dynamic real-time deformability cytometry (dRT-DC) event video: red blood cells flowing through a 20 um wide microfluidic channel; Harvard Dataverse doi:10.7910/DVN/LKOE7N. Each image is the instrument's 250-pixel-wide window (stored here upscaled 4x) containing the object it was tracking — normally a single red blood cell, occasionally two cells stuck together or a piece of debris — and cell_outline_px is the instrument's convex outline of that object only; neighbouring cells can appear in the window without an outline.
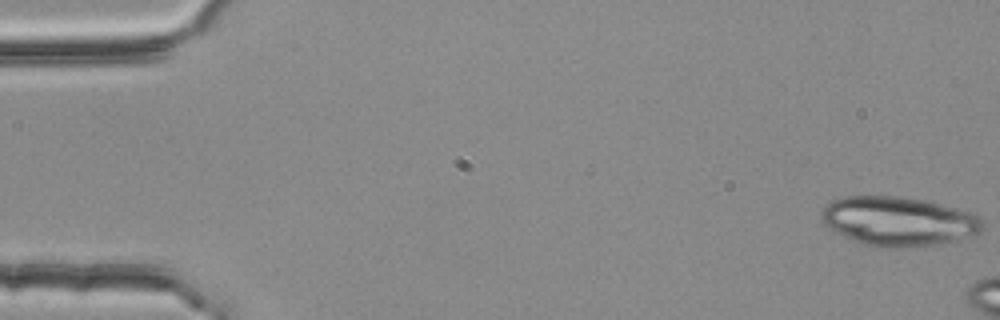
{"species": "common noctule bat (a hibernating species)", "species_latin": "Nyctalus noctula", "temperature_condition": "room temperature", "stored_images_in_passage": 7, "camera_frame_rate_fps": 3000, "um_per_image_px": 0.085, "animal": {"sex": "female", "body_mass_g": 25.1}, "frame": {"image": 1, "passage_image": 1, "time_ms": 0.0, "image_size_px": [1000, 320], "cell_outline_px": [[984, 228], [980, 232], [956, 240], [936, 244], [904, 248], [884, 248], [864, 244], [844, 236], [828, 228], [820, 220], [820, 212], [832, 200], [844, 196], [900, 196], [924, 200], [956, 208], [980, 216], [984, 224]], "centroid_in_image_um": [76.35, 18.8], "position_along_channel_um": 8.7, "area_um2": 46.3}}